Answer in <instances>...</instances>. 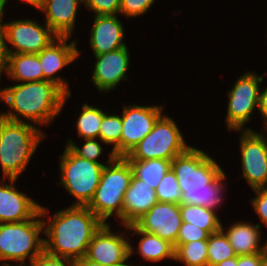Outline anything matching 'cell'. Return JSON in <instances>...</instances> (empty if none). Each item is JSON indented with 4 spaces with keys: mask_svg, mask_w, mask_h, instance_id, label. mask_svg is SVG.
I'll return each mask as SVG.
<instances>
[{
    "mask_svg": "<svg viewBox=\"0 0 267 266\" xmlns=\"http://www.w3.org/2000/svg\"><path fill=\"white\" fill-rule=\"evenodd\" d=\"M181 193V203L214 210L222 203L225 173L213 158L190 146L171 161Z\"/></svg>",
    "mask_w": 267,
    "mask_h": 266,
    "instance_id": "6da1fadb",
    "label": "cell"
},
{
    "mask_svg": "<svg viewBox=\"0 0 267 266\" xmlns=\"http://www.w3.org/2000/svg\"><path fill=\"white\" fill-rule=\"evenodd\" d=\"M44 223V251L77 260L85 257L94 233L103 222L87 206H70L54 213ZM46 226V227H45Z\"/></svg>",
    "mask_w": 267,
    "mask_h": 266,
    "instance_id": "7a4b0ae2",
    "label": "cell"
},
{
    "mask_svg": "<svg viewBox=\"0 0 267 266\" xmlns=\"http://www.w3.org/2000/svg\"><path fill=\"white\" fill-rule=\"evenodd\" d=\"M69 97L71 94H66L50 81L19 83L0 89V101H4L12 111L0 113V116L11 121L30 120L35 125H48L59 115Z\"/></svg>",
    "mask_w": 267,
    "mask_h": 266,
    "instance_id": "3957f363",
    "label": "cell"
},
{
    "mask_svg": "<svg viewBox=\"0 0 267 266\" xmlns=\"http://www.w3.org/2000/svg\"><path fill=\"white\" fill-rule=\"evenodd\" d=\"M45 136L32 123L11 121L0 116V164L3 180L17 179L24 172Z\"/></svg>",
    "mask_w": 267,
    "mask_h": 266,
    "instance_id": "277c9868",
    "label": "cell"
},
{
    "mask_svg": "<svg viewBox=\"0 0 267 266\" xmlns=\"http://www.w3.org/2000/svg\"><path fill=\"white\" fill-rule=\"evenodd\" d=\"M47 214V209L40 206L32 219L0 223V261H19L18 266H25L28 257L31 263L41 254L44 251V238L40 237V233L44 234L43 219ZM1 266L12 265L5 262Z\"/></svg>",
    "mask_w": 267,
    "mask_h": 266,
    "instance_id": "5b68a950",
    "label": "cell"
},
{
    "mask_svg": "<svg viewBox=\"0 0 267 266\" xmlns=\"http://www.w3.org/2000/svg\"><path fill=\"white\" fill-rule=\"evenodd\" d=\"M106 162L100 183L87 207L103 223L115 215L122 224L123 199L133 175L132 167L125 157H116L113 151Z\"/></svg>",
    "mask_w": 267,
    "mask_h": 266,
    "instance_id": "8992f818",
    "label": "cell"
},
{
    "mask_svg": "<svg viewBox=\"0 0 267 266\" xmlns=\"http://www.w3.org/2000/svg\"><path fill=\"white\" fill-rule=\"evenodd\" d=\"M103 163L77 156L67 145L60 157V182L77 200L72 206H87L97 189L104 168Z\"/></svg>",
    "mask_w": 267,
    "mask_h": 266,
    "instance_id": "52a82bcc",
    "label": "cell"
},
{
    "mask_svg": "<svg viewBox=\"0 0 267 266\" xmlns=\"http://www.w3.org/2000/svg\"><path fill=\"white\" fill-rule=\"evenodd\" d=\"M188 146L173 119L161 115L153 129L125 156L127 160L166 159L172 161Z\"/></svg>",
    "mask_w": 267,
    "mask_h": 266,
    "instance_id": "ba28073f",
    "label": "cell"
},
{
    "mask_svg": "<svg viewBox=\"0 0 267 266\" xmlns=\"http://www.w3.org/2000/svg\"><path fill=\"white\" fill-rule=\"evenodd\" d=\"M263 78L254 72L244 73L234 83L233 88L228 92L229 101L226 115L227 129L230 131L251 130L244 128L250 121L251 114L259 106L260 83Z\"/></svg>",
    "mask_w": 267,
    "mask_h": 266,
    "instance_id": "9c48e42d",
    "label": "cell"
},
{
    "mask_svg": "<svg viewBox=\"0 0 267 266\" xmlns=\"http://www.w3.org/2000/svg\"><path fill=\"white\" fill-rule=\"evenodd\" d=\"M122 234H116L110 230L108 223L94 233L85 257L103 266H132L126 264L134 249L130 244V239H126Z\"/></svg>",
    "mask_w": 267,
    "mask_h": 266,
    "instance_id": "30bf717a",
    "label": "cell"
},
{
    "mask_svg": "<svg viewBox=\"0 0 267 266\" xmlns=\"http://www.w3.org/2000/svg\"><path fill=\"white\" fill-rule=\"evenodd\" d=\"M240 135L242 178L253 190L264 188L267 184V137L252 129L242 130Z\"/></svg>",
    "mask_w": 267,
    "mask_h": 266,
    "instance_id": "8fae6325",
    "label": "cell"
},
{
    "mask_svg": "<svg viewBox=\"0 0 267 266\" xmlns=\"http://www.w3.org/2000/svg\"><path fill=\"white\" fill-rule=\"evenodd\" d=\"M44 26L29 19L13 20L6 23L4 30L8 53L38 54L58 37L46 23ZM8 43L15 49L14 51L8 48Z\"/></svg>",
    "mask_w": 267,
    "mask_h": 266,
    "instance_id": "7c38bea8",
    "label": "cell"
},
{
    "mask_svg": "<svg viewBox=\"0 0 267 266\" xmlns=\"http://www.w3.org/2000/svg\"><path fill=\"white\" fill-rule=\"evenodd\" d=\"M162 106H124L121 135V157L127 156L133 148L153 129L162 115Z\"/></svg>",
    "mask_w": 267,
    "mask_h": 266,
    "instance_id": "4fadbf2b",
    "label": "cell"
},
{
    "mask_svg": "<svg viewBox=\"0 0 267 266\" xmlns=\"http://www.w3.org/2000/svg\"><path fill=\"white\" fill-rule=\"evenodd\" d=\"M182 222L180 204L157 202L134 224L144 232L168 240L175 247Z\"/></svg>",
    "mask_w": 267,
    "mask_h": 266,
    "instance_id": "5bb4252c",
    "label": "cell"
},
{
    "mask_svg": "<svg viewBox=\"0 0 267 266\" xmlns=\"http://www.w3.org/2000/svg\"><path fill=\"white\" fill-rule=\"evenodd\" d=\"M68 36H58L53 42L38 53L43 80L58 85L66 94H71L69 84L60 76H55L65 66L79 57L76 41L67 44Z\"/></svg>",
    "mask_w": 267,
    "mask_h": 266,
    "instance_id": "9a60e30c",
    "label": "cell"
},
{
    "mask_svg": "<svg viewBox=\"0 0 267 266\" xmlns=\"http://www.w3.org/2000/svg\"><path fill=\"white\" fill-rule=\"evenodd\" d=\"M128 46L95 55L96 62L92 74V83L102 92L113 90L120 81L127 79L130 55Z\"/></svg>",
    "mask_w": 267,
    "mask_h": 266,
    "instance_id": "2e32d148",
    "label": "cell"
},
{
    "mask_svg": "<svg viewBox=\"0 0 267 266\" xmlns=\"http://www.w3.org/2000/svg\"><path fill=\"white\" fill-rule=\"evenodd\" d=\"M9 184L0 182V223L23 222L32 219L40 204L15 189L17 179L8 178Z\"/></svg>",
    "mask_w": 267,
    "mask_h": 266,
    "instance_id": "e0dca14e",
    "label": "cell"
},
{
    "mask_svg": "<svg viewBox=\"0 0 267 266\" xmlns=\"http://www.w3.org/2000/svg\"><path fill=\"white\" fill-rule=\"evenodd\" d=\"M90 45L94 55L125 47L124 27L116 15H95L90 31Z\"/></svg>",
    "mask_w": 267,
    "mask_h": 266,
    "instance_id": "ac0fdd59",
    "label": "cell"
},
{
    "mask_svg": "<svg viewBox=\"0 0 267 266\" xmlns=\"http://www.w3.org/2000/svg\"><path fill=\"white\" fill-rule=\"evenodd\" d=\"M157 202L155 190L132 175L129 187L124 194L122 225L134 224Z\"/></svg>",
    "mask_w": 267,
    "mask_h": 266,
    "instance_id": "d6986e66",
    "label": "cell"
},
{
    "mask_svg": "<svg viewBox=\"0 0 267 266\" xmlns=\"http://www.w3.org/2000/svg\"><path fill=\"white\" fill-rule=\"evenodd\" d=\"M82 0H45L41 12L46 15V24L58 35L71 37L75 19Z\"/></svg>",
    "mask_w": 267,
    "mask_h": 266,
    "instance_id": "ffe728a7",
    "label": "cell"
},
{
    "mask_svg": "<svg viewBox=\"0 0 267 266\" xmlns=\"http://www.w3.org/2000/svg\"><path fill=\"white\" fill-rule=\"evenodd\" d=\"M260 227V224L239 222L224 232L237 256L263 253V245L260 246Z\"/></svg>",
    "mask_w": 267,
    "mask_h": 266,
    "instance_id": "44dd1931",
    "label": "cell"
},
{
    "mask_svg": "<svg viewBox=\"0 0 267 266\" xmlns=\"http://www.w3.org/2000/svg\"><path fill=\"white\" fill-rule=\"evenodd\" d=\"M127 231L133 230V235H141L138 243V253L145 261L158 262L163 259L174 260V246L168 240L162 239L157 235L140 230L135 224L124 225Z\"/></svg>",
    "mask_w": 267,
    "mask_h": 266,
    "instance_id": "7402d4cb",
    "label": "cell"
},
{
    "mask_svg": "<svg viewBox=\"0 0 267 266\" xmlns=\"http://www.w3.org/2000/svg\"><path fill=\"white\" fill-rule=\"evenodd\" d=\"M6 73L19 83L43 80L38 54H9Z\"/></svg>",
    "mask_w": 267,
    "mask_h": 266,
    "instance_id": "603a6c76",
    "label": "cell"
},
{
    "mask_svg": "<svg viewBox=\"0 0 267 266\" xmlns=\"http://www.w3.org/2000/svg\"><path fill=\"white\" fill-rule=\"evenodd\" d=\"M133 175L146 182L154 190L158 187L167 171L171 168V161L166 159L128 160Z\"/></svg>",
    "mask_w": 267,
    "mask_h": 266,
    "instance_id": "cb8c5ba5",
    "label": "cell"
},
{
    "mask_svg": "<svg viewBox=\"0 0 267 266\" xmlns=\"http://www.w3.org/2000/svg\"><path fill=\"white\" fill-rule=\"evenodd\" d=\"M181 217L183 222L191 223L206 230L209 234L218 232L221 229V222L217 212L202 206L192 204H180Z\"/></svg>",
    "mask_w": 267,
    "mask_h": 266,
    "instance_id": "d4e9b609",
    "label": "cell"
},
{
    "mask_svg": "<svg viewBox=\"0 0 267 266\" xmlns=\"http://www.w3.org/2000/svg\"><path fill=\"white\" fill-rule=\"evenodd\" d=\"M174 249V260L186 266H208L207 240L177 244Z\"/></svg>",
    "mask_w": 267,
    "mask_h": 266,
    "instance_id": "484cf974",
    "label": "cell"
},
{
    "mask_svg": "<svg viewBox=\"0 0 267 266\" xmlns=\"http://www.w3.org/2000/svg\"><path fill=\"white\" fill-rule=\"evenodd\" d=\"M104 111L89 104H84L82 112L77 119L76 127L78 135L83 139L98 138Z\"/></svg>",
    "mask_w": 267,
    "mask_h": 266,
    "instance_id": "4316f807",
    "label": "cell"
},
{
    "mask_svg": "<svg viewBox=\"0 0 267 266\" xmlns=\"http://www.w3.org/2000/svg\"><path fill=\"white\" fill-rule=\"evenodd\" d=\"M223 229V225H221L218 232L209 235L207 240L208 266L217 265L237 256Z\"/></svg>",
    "mask_w": 267,
    "mask_h": 266,
    "instance_id": "83f0119b",
    "label": "cell"
},
{
    "mask_svg": "<svg viewBox=\"0 0 267 266\" xmlns=\"http://www.w3.org/2000/svg\"><path fill=\"white\" fill-rule=\"evenodd\" d=\"M122 118L119 115H103L99 139L102 143L113 144L112 151L116 157H121Z\"/></svg>",
    "mask_w": 267,
    "mask_h": 266,
    "instance_id": "f1b7e54d",
    "label": "cell"
},
{
    "mask_svg": "<svg viewBox=\"0 0 267 266\" xmlns=\"http://www.w3.org/2000/svg\"><path fill=\"white\" fill-rule=\"evenodd\" d=\"M155 192L158 202L181 204L182 193L172 168L167 171Z\"/></svg>",
    "mask_w": 267,
    "mask_h": 266,
    "instance_id": "f546056e",
    "label": "cell"
},
{
    "mask_svg": "<svg viewBox=\"0 0 267 266\" xmlns=\"http://www.w3.org/2000/svg\"><path fill=\"white\" fill-rule=\"evenodd\" d=\"M85 143L82 148L78 147L71 139L67 142V146L79 157L86 160L101 163L97 159L103 153V149L100 143L96 141V138L84 139Z\"/></svg>",
    "mask_w": 267,
    "mask_h": 266,
    "instance_id": "4dcf8cb0",
    "label": "cell"
},
{
    "mask_svg": "<svg viewBox=\"0 0 267 266\" xmlns=\"http://www.w3.org/2000/svg\"><path fill=\"white\" fill-rule=\"evenodd\" d=\"M82 3L95 15H117L120 13L121 0H82Z\"/></svg>",
    "mask_w": 267,
    "mask_h": 266,
    "instance_id": "1f68e13d",
    "label": "cell"
},
{
    "mask_svg": "<svg viewBox=\"0 0 267 266\" xmlns=\"http://www.w3.org/2000/svg\"><path fill=\"white\" fill-rule=\"evenodd\" d=\"M209 233L188 222H182L177 237V244L190 243L192 241L208 240Z\"/></svg>",
    "mask_w": 267,
    "mask_h": 266,
    "instance_id": "d6a6232c",
    "label": "cell"
},
{
    "mask_svg": "<svg viewBox=\"0 0 267 266\" xmlns=\"http://www.w3.org/2000/svg\"><path fill=\"white\" fill-rule=\"evenodd\" d=\"M156 0H121L120 14L136 17L145 14Z\"/></svg>",
    "mask_w": 267,
    "mask_h": 266,
    "instance_id": "836d02e7",
    "label": "cell"
},
{
    "mask_svg": "<svg viewBox=\"0 0 267 266\" xmlns=\"http://www.w3.org/2000/svg\"><path fill=\"white\" fill-rule=\"evenodd\" d=\"M29 266H74V260L53 256L43 251Z\"/></svg>",
    "mask_w": 267,
    "mask_h": 266,
    "instance_id": "e575fe53",
    "label": "cell"
},
{
    "mask_svg": "<svg viewBox=\"0 0 267 266\" xmlns=\"http://www.w3.org/2000/svg\"><path fill=\"white\" fill-rule=\"evenodd\" d=\"M257 195L251 199V203L263 224L267 226V190L258 188L253 190Z\"/></svg>",
    "mask_w": 267,
    "mask_h": 266,
    "instance_id": "d590c367",
    "label": "cell"
},
{
    "mask_svg": "<svg viewBox=\"0 0 267 266\" xmlns=\"http://www.w3.org/2000/svg\"><path fill=\"white\" fill-rule=\"evenodd\" d=\"M267 257L264 253L237 256V266H263Z\"/></svg>",
    "mask_w": 267,
    "mask_h": 266,
    "instance_id": "8d00e7d4",
    "label": "cell"
},
{
    "mask_svg": "<svg viewBox=\"0 0 267 266\" xmlns=\"http://www.w3.org/2000/svg\"><path fill=\"white\" fill-rule=\"evenodd\" d=\"M6 33L4 29L0 30V78L3 71L7 72L9 53L7 50Z\"/></svg>",
    "mask_w": 267,
    "mask_h": 266,
    "instance_id": "74e56055",
    "label": "cell"
},
{
    "mask_svg": "<svg viewBox=\"0 0 267 266\" xmlns=\"http://www.w3.org/2000/svg\"><path fill=\"white\" fill-rule=\"evenodd\" d=\"M258 111L264 118V129L267 130V87L260 91Z\"/></svg>",
    "mask_w": 267,
    "mask_h": 266,
    "instance_id": "f35d334b",
    "label": "cell"
},
{
    "mask_svg": "<svg viewBox=\"0 0 267 266\" xmlns=\"http://www.w3.org/2000/svg\"><path fill=\"white\" fill-rule=\"evenodd\" d=\"M74 266H103V265L94 262L92 260H89L86 257H83L81 259L74 260Z\"/></svg>",
    "mask_w": 267,
    "mask_h": 266,
    "instance_id": "ab89813d",
    "label": "cell"
},
{
    "mask_svg": "<svg viewBox=\"0 0 267 266\" xmlns=\"http://www.w3.org/2000/svg\"><path fill=\"white\" fill-rule=\"evenodd\" d=\"M23 1L34 6L36 9H39L40 11L43 9L45 2V0H23Z\"/></svg>",
    "mask_w": 267,
    "mask_h": 266,
    "instance_id": "60d3db41",
    "label": "cell"
},
{
    "mask_svg": "<svg viewBox=\"0 0 267 266\" xmlns=\"http://www.w3.org/2000/svg\"><path fill=\"white\" fill-rule=\"evenodd\" d=\"M8 0H0V30L1 29H4L5 28V24L6 23H3L2 20H3V16H4V7H5V4H7Z\"/></svg>",
    "mask_w": 267,
    "mask_h": 266,
    "instance_id": "b9f144b4",
    "label": "cell"
},
{
    "mask_svg": "<svg viewBox=\"0 0 267 266\" xmlns=\"http://www.w3.org/2000/svg\"><path fill=\"white\" fill-rule=\"evenodd\" d=\"M214 266H237V256L233 257L231 259L224 260V261H222L219 264L214 265Z\"/></svg>",
    "mask_w": 267,
    "mask_h": 266,
    "instance_id": "7bdbcfd3",
    "label": "cell"
},
{
    "mask_svg": "<svg viewBox=\"0 0 267 266\" xmlns=\"http://www.w3.org/2000/svg\"><path fill=\"white\" fill-rule=\"evenodd\" d=\"M263 253L266 255L267 257V241L266 243L263 244Z\"/></svg>",
    "mask_w": 267,
    "mask_h": 266,
    "instance_id": "ee69618b",
    "label": "cell"
},
{
    "mask_svg": "<svg viewBox=\"0 0 267 266\" xmlns=\"http://www.w3.org/2000/svg\"><path fill=\"white\" fill-rule=\"evenodd\" d=\"M263 266H267V259H266V261H265V263H264V265Z\"/></svg>",
    "mask_w": 267,
    "mask_h": 266,
    "instance_id": "f6af8a7d",
    "label": "cell"
}]
</instances>
